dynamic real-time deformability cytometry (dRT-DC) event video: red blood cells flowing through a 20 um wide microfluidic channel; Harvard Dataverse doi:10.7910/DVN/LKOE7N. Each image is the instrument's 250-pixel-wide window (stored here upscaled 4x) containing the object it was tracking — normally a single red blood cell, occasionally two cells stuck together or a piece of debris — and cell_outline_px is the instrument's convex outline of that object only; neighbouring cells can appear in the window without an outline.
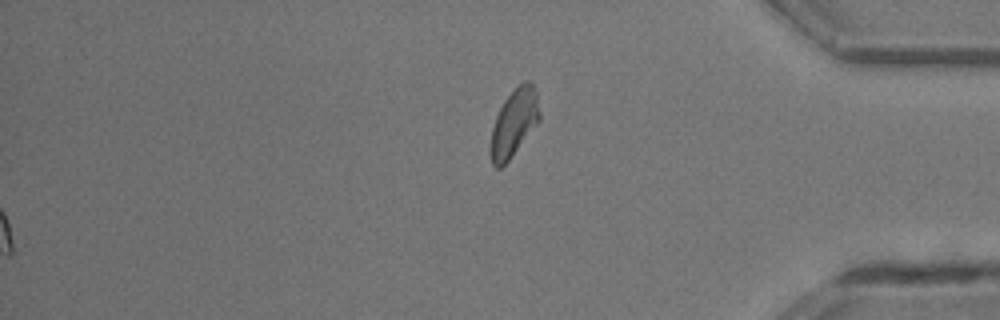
{"species": "common noctule bat (a hibernating species)", "species_latin": "Nyctalus noctula", "temperature_condition": "room temperature", "stored_images_in_passage": 44, "segment_of_instrument_passage": [2, 2], "camera_frame_rate_fps": 3000, "um_per_image_px": 0.085, "animal": {"sex": "male", "body_mass_g": 13.3}, "frame": {"image": 1, "passage_image": 44, "time_ms": 14.333, "image_size_px": [1000, 320], "cell_outline_px": [[540, 120], [508, 160], [500, 168], [496, 168], [492, 164], [492, 128], [496, 116], [504, 100], [524, 80], [528, 80], [532, 84], [536, 92], [540, 112]], "centroid_in_image_um": [43.72, 10.41], "position_along_channel_um": 391.5, "area_um2": 18.55}}